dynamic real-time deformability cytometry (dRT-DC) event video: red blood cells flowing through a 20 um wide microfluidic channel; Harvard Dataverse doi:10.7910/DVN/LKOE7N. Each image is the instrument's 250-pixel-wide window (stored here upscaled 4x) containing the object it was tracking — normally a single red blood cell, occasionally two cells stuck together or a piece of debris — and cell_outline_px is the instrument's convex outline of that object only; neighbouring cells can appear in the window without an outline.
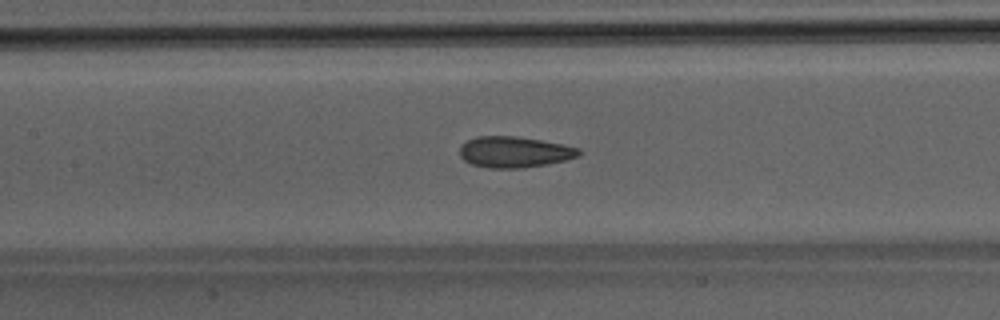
{"species": "Egyptian fruit bat (a non-hibernating species)", "species_latin": "Rousettus aegyptiacus", "temperature_condition": "room temperature", "stored_images_in_passage": 40, "camera_frame_rate_fps": 3000, "um_per_image_px": 0.085, "animal": {"sex": "male"}, "frame": {"image": 1, "passage_image": 23, "time_ms": 7.333, "image_size_px": [1000, 320], "cell_outline_px": [[580, 156], [548, 164], [524, 168], [488, 168], [472, 164], [464, 160], [460, 156], [460, 144], [476, 136], [516, 136], [540, 140], [580, 148]], "centroid_in_image_um": [43.7, 12.92], "position_along_channel_um": 163.7, "area_um2": 21.56}}
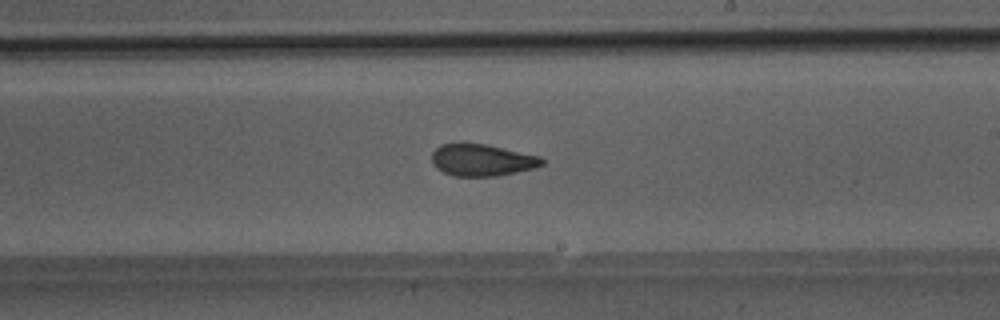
{"frame": {"image": 2, "passage_image": 29, "time_ms": 9.333, "image_size_px": [1000, 320], "cell_outline_px": [[544, 164], [536, 168], [496, 176], [456, 176], [444, 172], [436, 168], [432, 160], [432, 152], [440, 144], [460, 140], [484, 144], [540, 156], [544, 160]], "centroid_in_image_um": [40.93, 13.57], "position_along_channel_um": 248.1, "area_um2": 20.87}}